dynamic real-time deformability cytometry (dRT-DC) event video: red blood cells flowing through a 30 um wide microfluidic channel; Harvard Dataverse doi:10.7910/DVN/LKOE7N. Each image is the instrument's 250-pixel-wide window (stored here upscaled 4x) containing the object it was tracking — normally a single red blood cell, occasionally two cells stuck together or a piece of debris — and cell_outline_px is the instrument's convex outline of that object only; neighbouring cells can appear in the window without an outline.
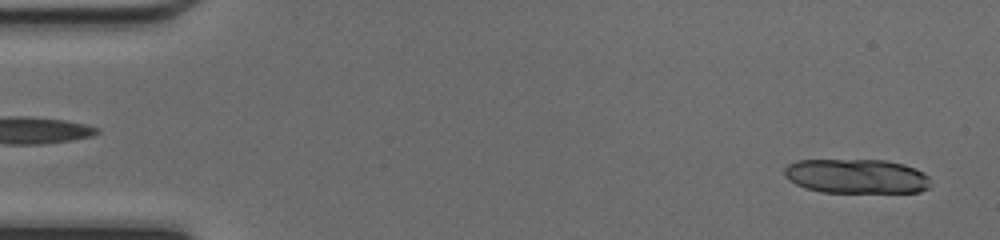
{"species": "common noctule bat (a hibernating species)", "species_latin": "Nyctalus noctula", "temperature_condition": "cold", "stored_images_in_passage": 22, "camera_frame_rate_fps": 3000, "um_per_image_px": 0.085, "animal": {"sex": "female", "body_mass_g": 17.0, "forearm_length_mm": 48.0}, "frame": {"image": 1, "passage_image": 2, "time_ms": 0.333, "image_size_px": [1000, 240], "cell_outline_px": [[932, 184], [928, 188], [920, 192], [820, 192], [804, 188], [788, 180], [784, 176], [784, 168], [788, 164], [796, 160], [884, 160], [904, 164], [924, 172], [928, 176]], "centroid_in_image_um": [72.79, 14.98], "position_along_channel_um": 12.2, "area_um2": 29.65}}
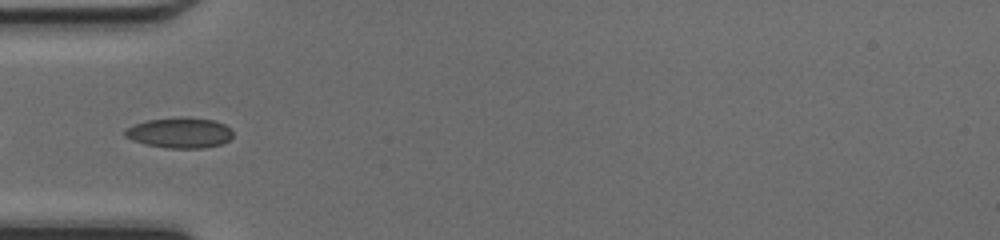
{"frame": {"image": 2, "passage_image": 16, "time_ms": 5.0, "image_size_px": [1000, 240], "cell_outline_px": [[232, 136], [228, 140], [220, 144], [204, 148], [168, 148], [144, 144], [132, 140], [124, 136], [124, 128], [148, 120], [180, 116], [184, 116], [216, 120], [224, 124], [232, 132]], "centroid_in_image_um": [15.25, 11.27], "position_along_channel_um": 69.8, "area_um2": 19.31}}